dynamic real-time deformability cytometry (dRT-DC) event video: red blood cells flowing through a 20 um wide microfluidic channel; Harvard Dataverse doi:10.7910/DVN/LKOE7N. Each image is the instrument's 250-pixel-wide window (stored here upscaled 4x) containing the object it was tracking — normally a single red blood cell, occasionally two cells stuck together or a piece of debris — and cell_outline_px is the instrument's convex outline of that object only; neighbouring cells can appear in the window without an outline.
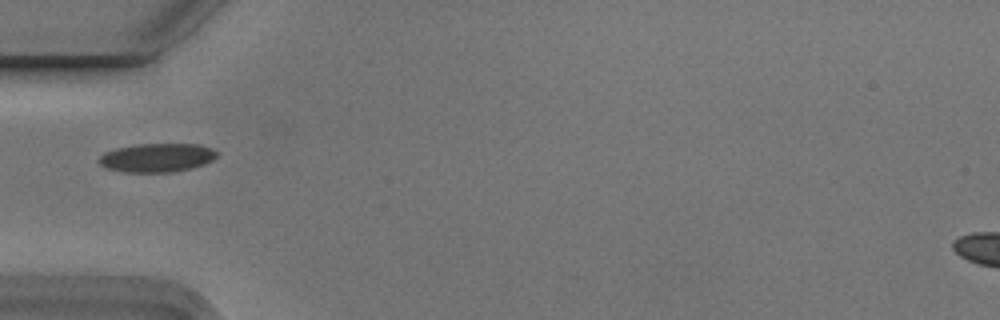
{"species": "Egyptian fruit bat (a non-hibernating species)", "species_latin": "Rousettus aegyptiacus", "temperature_condition": "cold", "stored_images_in_passage": 5, "camera_frame_rate_fps": 3000, "um_per_image_px": 0.085, "animal": {"sex": "male"}, "frame": {"image": 1, "passage_image": 2, "time_ms": 0.333, "image_size_px": [1000, 320], "cell_outline_px": [[216, 156], [212, 160], [204, 164], [192, 168], [172, 172], [124, 172], [108, 168], [100, 164], [96, 160], [104, 152], [116, 148], [136, 144], [200, 144], [212, 148], [216, 152]], "centroid_in_image_um": [13.32, 13.4], "position_along_channel_um": 71.7, "area_um2": 19.77}}
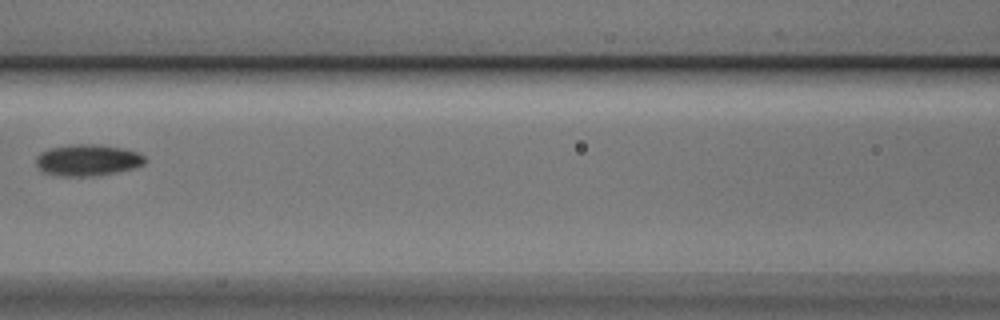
{"frame": {"image": 2, "passage_image": 4, "time_ms": 1.0, "image_size_px": [1000, 320], "cell_outline_px": [[148, 160], [144, 164], [132, 168], [116, 172], [92, 176], [60, 176], [44, 172], [36, 164], [36, 156], [40, 152], [48, 148], [72, 144], [96, 144], [120, 148], [136, 152], [144, 156]], "centroid_in_image_um": [7.42, 13.6], "position_along_channel_um": 159.2, "area_um2": 19.88}}
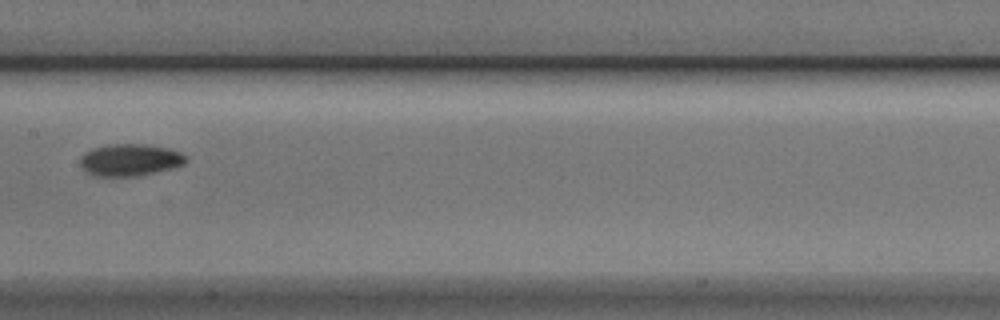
{"frame": {"image": 3, "passage_image": 5, "time_ms": 1.333, "image_size_px": [1000, 320], "cell_outline_px": [[188, 160], [184, 164], [172, 168], [140, 176], [96, 176], [80, 168], [80, 156], [84, 152], [92, 148], [108, 144], [144, 144], [168, 148], [180, 152]], "centroid_in_image_um": [11.01, 13.59], "position_along_channel_um": 196.4, "area_um2": 19.88}}